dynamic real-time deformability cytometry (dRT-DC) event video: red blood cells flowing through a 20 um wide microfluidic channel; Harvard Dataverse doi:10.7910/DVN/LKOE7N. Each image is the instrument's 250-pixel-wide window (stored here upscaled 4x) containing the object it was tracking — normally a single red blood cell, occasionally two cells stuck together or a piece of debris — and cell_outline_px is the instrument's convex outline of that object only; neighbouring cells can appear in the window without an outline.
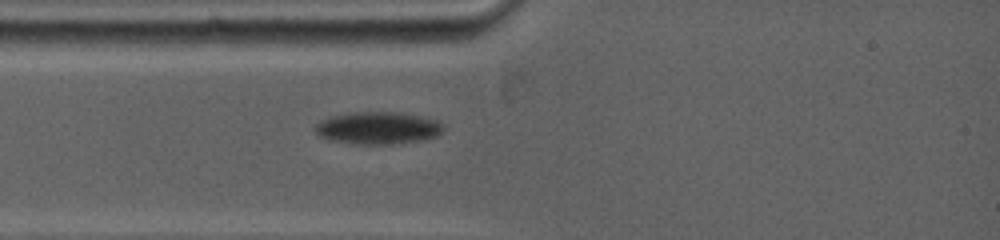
{"species": "common noctule bat (a hibernating species)", "species_latin": "Nyctalus noctula", "temperature_condition": "warm", "stored_images_in_passage": 65, "camera_frame_rate_fps": 5000, "um_per_image_px": 0.085, "animal": {"sex": "female", "body_mass_g": 19.0, "forearm_length_mm": 53.3}, "frame": {"image": 1, "passage_image": 1, "time_ms": 0.0, "image_size_px": [1000, 240], "cell_outline_px": [[440, 132], [436, 136], [420, 140], [392, 144], [360, 144], [328, 140], [320, 136], [312, 128], [320, 120], [332, 116], [352, 112], [400, 112], [420, 116], [436, 120], [440, 124]], "centroid_in_image_um": [32.04, 10.87], "position_along_channel_um": 53.0, "area_um2": 23.93}}
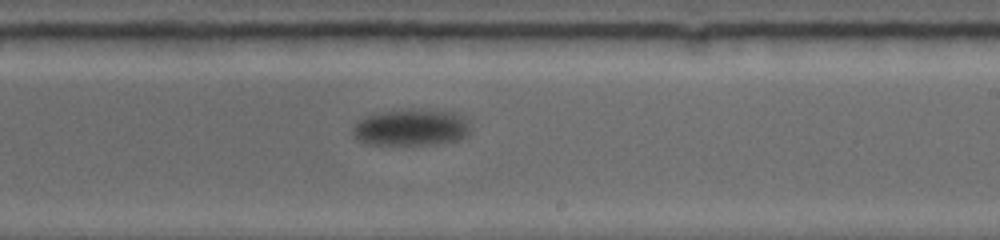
{"frame": {"image": 2, "passage_image": 24, "time_ms": 6.2, "image_size_px": [1000, 240], "cell_outline_px": [[468, 136], [460, 140], [436, 144], [368, 144], [356, 140], [352, 132], [352, 128], [364, 116], [384, 112], [452, 112], [464, 116], [468, 124]], "centroid_in_image_um": [34.93, 10.89], "position_along_channel_um": 254.1, "area_um2": 24.16}}
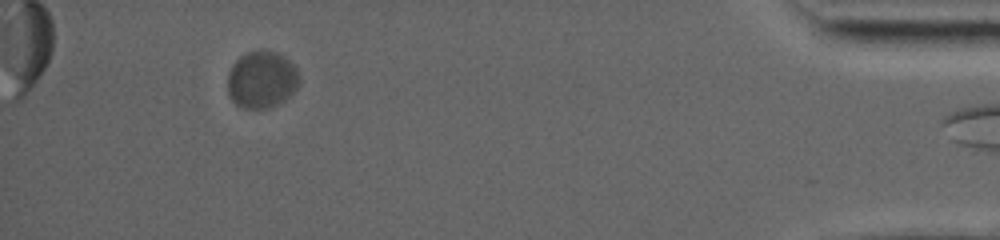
{"frame": {"image": 3, "passage_image": 64, "time_ms": 13.8, "image_size_px": [1000, 240], "cell_outline_px": [[300, 84], [284, 100], [268, 108], [240, 108], [228, 96], [228, 72], [232, 64], [240, 56], [248, 52], [260, 48], [264, 48], [276, 52], [284, 56], [296, 68], [300, 80]], "centroid_in_image_um": [22.22, 6.74], "position_along_channel_um": 413.0, "area_um2": 24.1}}